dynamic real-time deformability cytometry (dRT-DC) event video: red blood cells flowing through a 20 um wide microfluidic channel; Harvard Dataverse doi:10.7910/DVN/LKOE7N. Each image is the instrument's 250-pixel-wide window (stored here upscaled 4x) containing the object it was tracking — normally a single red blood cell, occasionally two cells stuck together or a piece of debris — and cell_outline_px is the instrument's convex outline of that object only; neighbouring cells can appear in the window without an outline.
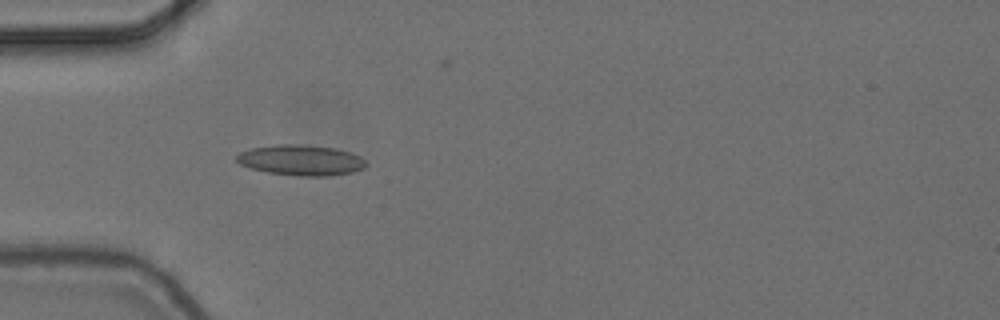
{"species": "common noctule bat (a hibernating species)", "species_latin": "Nyctalus noctula", "temperature_condition": "cold", "stored_images_in_passage": 3, "camera_frame_rate_fps": 3000, "um_per_image_px": 0.085, "animal": {"sex": "female", "body_mass_g": 24.6, "forearm_length_mm": 56.2}, "frame": {"image": 1, "passage_image": 3, "time_ms": 0.667, "image_size_px": [1000, 320], "cell_outline_px": [[368, 164], [364, 168], [352, 172], [328, 176], [300, 176], [268, 172], [248, 168], [240, 164], [236, 160], [236, 156], [240, 152], [252, 148], [276, 144], [292, 144], [336, 148], [360, 156]], "centroid_in_image_um": [25.57, 13.62], "position_along_channel_um": 59.4, "area_um2": 22.95}}